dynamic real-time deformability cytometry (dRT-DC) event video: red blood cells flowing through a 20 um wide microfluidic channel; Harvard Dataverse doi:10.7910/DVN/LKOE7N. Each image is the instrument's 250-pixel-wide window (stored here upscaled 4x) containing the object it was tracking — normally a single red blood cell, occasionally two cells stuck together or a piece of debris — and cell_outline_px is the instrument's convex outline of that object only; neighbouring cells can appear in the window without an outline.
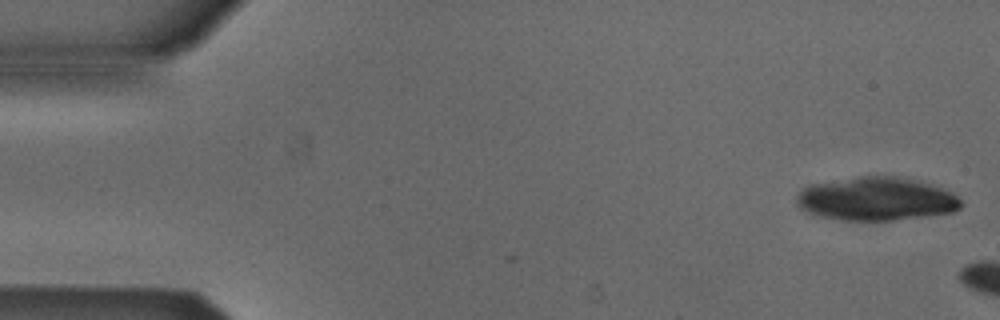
{"species": "Egyptian fruit bat (a non-hibernating species)", "species_latin": "Rousettus aegyptiacus", "temperature_condition": "cold", "stored_images_in_passage": 2, "camera_frame_rate_fps": 3000, "um_per_image_px": 0.085, "animal": {"sex": "male"}, "frame": {"image": 1, "passage_image": 2, "time_ms": 0.333, "image_size_px": [1000, 320], "cell_outline_px": [[964, 204], [960, 208], [952, 212], [924, 216], [892, 220], [840, 220], [820, 216], [808, 212], [800, 208], [796, 204], [796, 200], [800, 192], [804, 188], [812, 184], [860, 176], [896, 176], [932, 184], [944, 188], [952, 192]], "centroid_in_image_um": [74.51, 16.91], "position_along_channel_um": 10.5, "area_um2": 41.38}}